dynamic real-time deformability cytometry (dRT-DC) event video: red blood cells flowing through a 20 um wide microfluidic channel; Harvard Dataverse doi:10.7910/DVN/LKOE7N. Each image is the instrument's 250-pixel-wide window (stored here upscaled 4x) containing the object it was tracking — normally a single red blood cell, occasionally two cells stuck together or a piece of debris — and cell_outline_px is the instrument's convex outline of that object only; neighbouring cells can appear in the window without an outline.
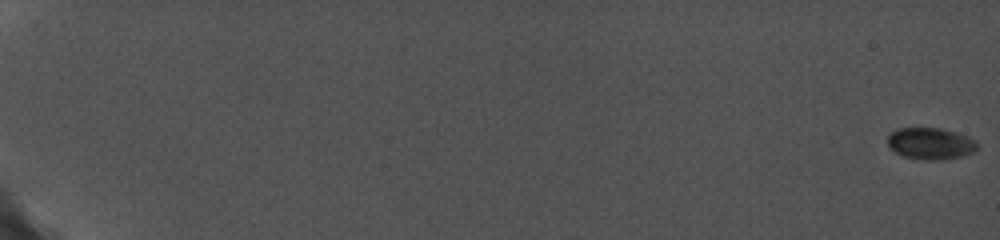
{"species": "common noctule bat (a hibernating species)", "species_latin": "Nyctalus noctula", "temperature_condition": "cold", "stored_images_in_passage": 31, "camera_frame_rate_fps": 5000, "um_per_image_px": 0.085, "animal": {"sex": "female", "body_mass_g": 19.0, "forearm_length_mm": 56.7}, "frame": {"image": 1, "passage_image": 1, "time_ms": 0.0, "image_size_px": [1000, 240], "cell_outline_px": [[976, 148], [972, 152], [960, 156], [936, 160], [904, 156], [896, 152], [888, 144], [888, 136], [892, 132], [900, 128], [936, 128], [952, 132], [964, 136], [972, 140], [976, 144]], "centroid_in_image_um": [79.04, 12.19], "position_along_channel_um": 6.0, "area_um2": 15.66}}
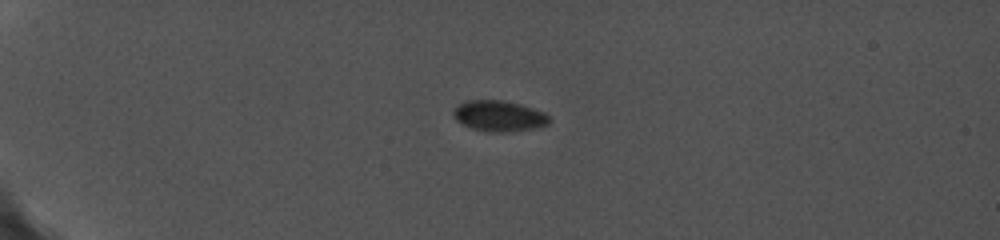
{"frame": {"image": 2, "passage_image": 24, "time_ms": 5.8, "image_size_px": [1000, 240], "cell_outline_px": [[548, 124], [528, 128], [500, 132], [472, 128], [456, 120], [452, 112], [460, 104], [468, 100], [500, 100], [516, 104], [544, 112], [548, 116]], "centroid_in_image_um": [42.36, 9.84], "position_along_channel_um": 42.6, "area_um2": 16.3}}